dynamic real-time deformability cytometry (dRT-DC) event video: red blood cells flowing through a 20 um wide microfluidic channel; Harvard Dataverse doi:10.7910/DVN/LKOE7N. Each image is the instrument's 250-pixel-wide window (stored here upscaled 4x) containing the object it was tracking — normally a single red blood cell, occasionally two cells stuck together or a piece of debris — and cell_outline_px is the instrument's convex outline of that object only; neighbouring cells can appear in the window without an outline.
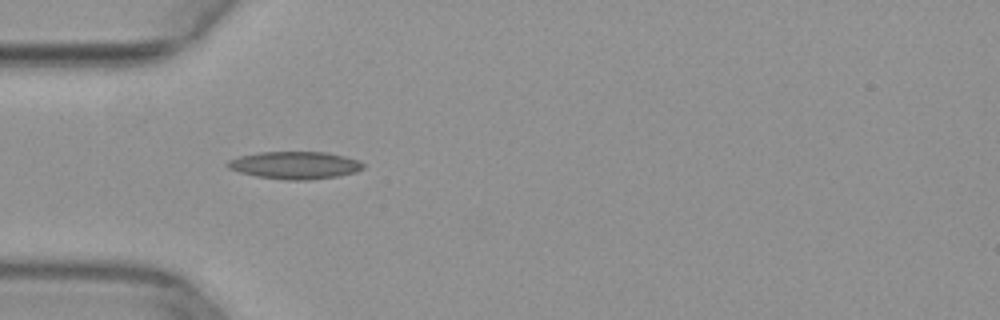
{"species": "common noctule bat (a hibernating species)", "species_latin": "Nyctalus noctula", "temperature_condition": "warm", "stored_images_in_passage": 36, "camera_frame_rate_fps": 3000, "um_per_image_px": 0.085, "animal": {"sex": "female", "body_mass_g": 29.2, "forearm_length_mm": 56.3}, "frame": {"image": 1, "passage_image": 1, "time_ms": 0.0, "image_size_px": [1000, 320], "cell_outline_px": [[364, 168], [356, 172], [336, 176], [308, 180], [284, 180], [256, 176], [240, 172], [228, 168], [224, 164], [228, 160], [240, 156], [260, 152], [324, 152], [344, 156], [360, 160], [364, 164]], "centroid_in_image_um": [25.06, 14.04], "position_along_channel_um": 59.9, "area_um2": 21.73}}
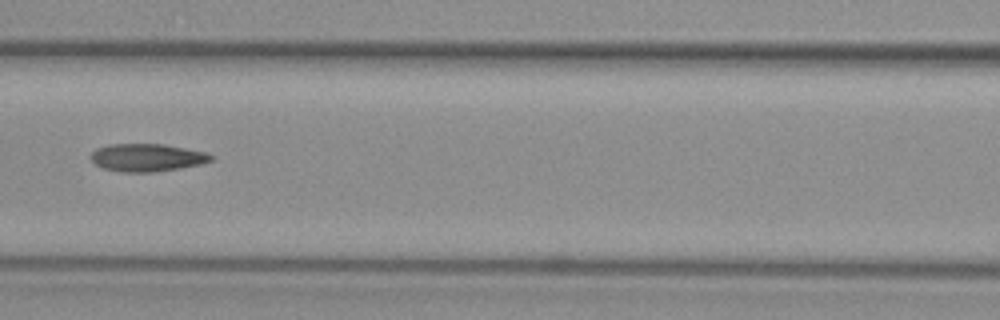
{"frame": {"image": 2, "passage_image": 8, "time_ms": 2.333, "image_size_px": [1000, 320], "cell_outline_px": [[212, 160], [200, 164], [180, 168], [152, 172], [120, 172], [104, 168], [96, 164], [88, 156], [96, 148], [108, 144], [164, 144], [208, 152], [212, 156]], "centroid_in_image_um": [12.48, 13.38], "position_along_channel_um": 154.1, "area_um2": 19.48}}
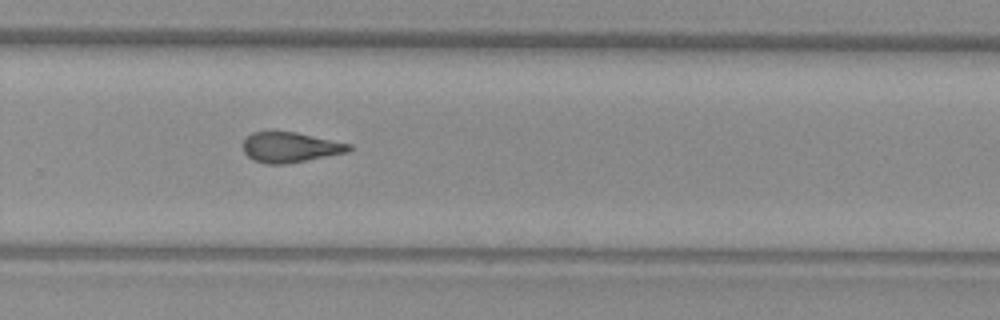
{"frame": {"image": 3, "passage_image": 19, "time_ms": 6.0, "image_size_px": [1000, 320], "cell_outline_px": [[352, 148], [348, 152], [288, 164], [268, 164], [252, 160], [244, 152], [244, 140], [252, 132], [296, 132], [352, 144]], "centroid_in_image_um": [24.69, 12.53], "position_along_channel_um": 305.1, "area_um2": 18.61}}